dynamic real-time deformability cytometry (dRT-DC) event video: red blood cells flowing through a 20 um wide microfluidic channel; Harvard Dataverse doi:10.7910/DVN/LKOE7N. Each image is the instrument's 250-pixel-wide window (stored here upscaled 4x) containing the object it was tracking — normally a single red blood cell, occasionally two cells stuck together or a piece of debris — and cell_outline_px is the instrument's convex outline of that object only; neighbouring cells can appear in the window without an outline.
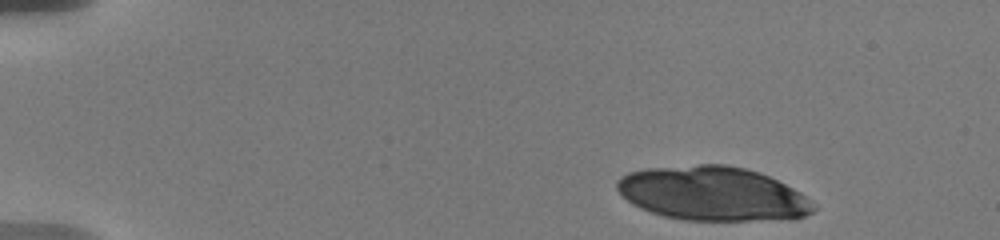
{"species": "human", "species_latin": "Homo sapiens", "temperature_condition": "warm", "stored_images_in_passage": 22, "camera_frame_rate_fps": 3000, "um_per_image_px": 0.085, "donor": {"sex": "male"}, "frame": {"image": 1, "passage_image": 1, "time_ms": 0.0, "image_size_px": [1000, 240], "cell_outline_px": [[816, 208], [812, 212], [804, 216], [792, 220], [684, 220], [664, 216], [640, 208], [632, 204], [616, 188], [616, 180], [620, 176], [628, 172], [644, 168], [700, 164], [724, 164], [744, 168], [768, 176], [800, 192], [812, 200], [816, 204]], "centroid_in_image_um": [60.58, 16.46], "position_along_channel_um": 24.4, "area_um2": 62.19}}
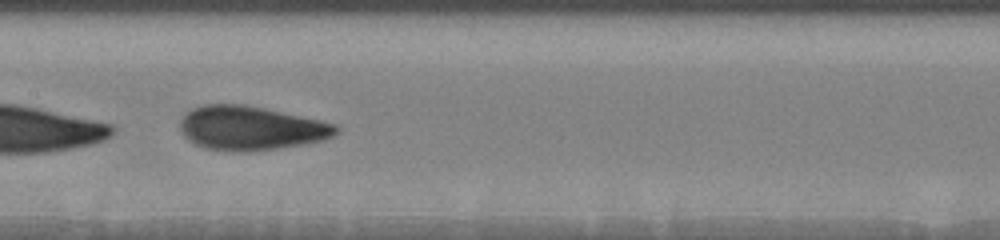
{"frame": {"image": 2, "passage_image": 14, "time_ms": 7.667, "image_size_px": [1000, 240], "cell_outline_px": [[340, 132], [324, 140], [304, 144], [248, 152], [228, 152], [208, 148], [196, 144], [188, 140], [180, 132], [180, 120], [184, 112], [192, 108], [204, 104], [244, 104], [264, 108], [320, 120], [336, 124], [340, 128]], "centroid_in_image_um": [21.3, 10.89], "position_along_channel_um": 186.1, "area_um2": 40.34}}
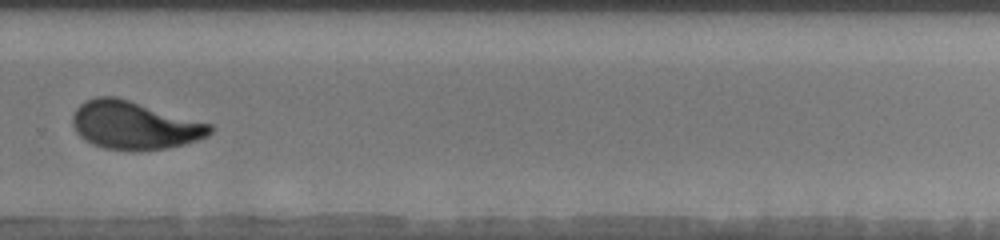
{"frame": {"image": 3, "passage_image": 20, "time_ms": 11.333, "image_size_px": [1000, 240], "cell_outline_px": [[212, 132], [208, 136], [184, 144], [168, 148], [104, 148], [92, 144], [80, 136], [76, 132], [72, 124], [72, 112], [84, 100], [96, 96], [116, 96], [212, 124]], "centroid_in_image_um": [11.39, 10.6], "position_along_channel_um": 318.4, "area_um2": 37.97}}